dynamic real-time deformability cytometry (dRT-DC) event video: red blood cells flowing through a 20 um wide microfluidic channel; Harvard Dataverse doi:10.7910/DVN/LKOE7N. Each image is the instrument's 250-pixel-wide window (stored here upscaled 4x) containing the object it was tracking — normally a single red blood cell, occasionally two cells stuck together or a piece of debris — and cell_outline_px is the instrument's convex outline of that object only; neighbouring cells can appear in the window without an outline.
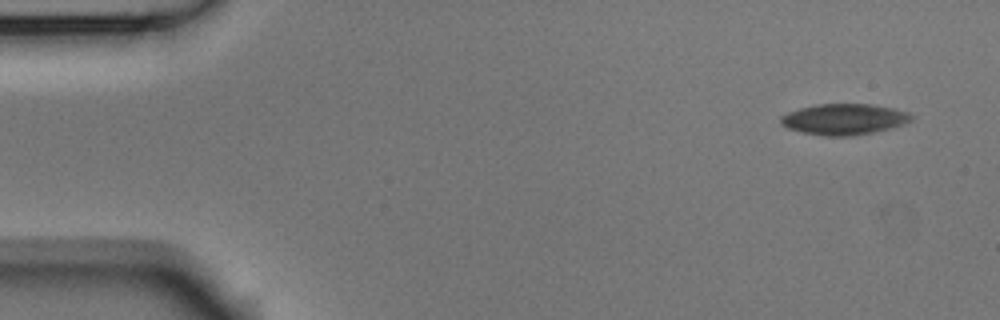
{"species": "Egyptian fruit bat (a non-hibernating species)", "species_latin": "Rousettus aegyptiacus", "temperature_condition": "room temperature", "stored_images_in_passage": 5, "camera_frame_rate_fps": 3000, "um_per_image_px": 0.085, "animal": {"sex": "male"}, "frame": {"image": 1, "passage_image": 1, "time_ms": 0.0, "image_size_px": [1000, 320], "cell_outline_px": [[916, 116], [912, 120], [904, 124], [872, 132], [852, 136], [824, 136], [804, 132], [788, 128], [780, 124], [780, 116], [788, 112], [800, 108], [816, 104], [872, 104], [892, 108], [908, 112]], "centroid_in_image_um": [71.75, 10.13], "position_along_channel_um": 13.3, "area_um2": 23.52}}
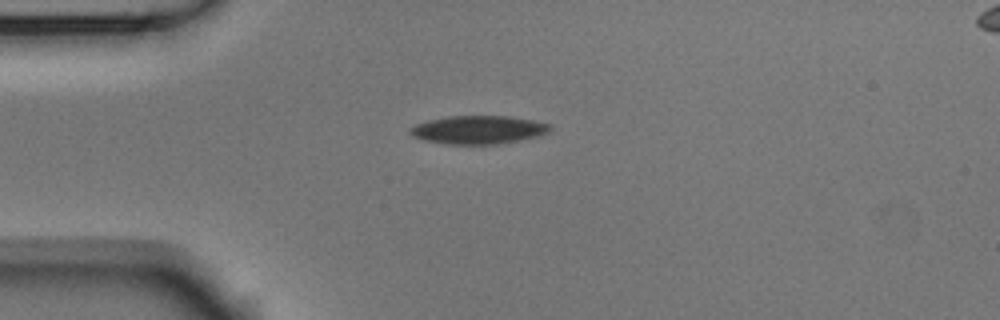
{"frame": {"image": 2, "passage_image": 4, "time_ms": 1.0, "image_size_px": [1000, 320], "cell_outline_px": [[552, 128], [548, 132], [540, 136], [520, 140], [496, 144], [444, 144], [424, 140], [412, 136], [408, 132], [408, 128], [416, 124], [428, 120], [448, 116], [508, 116], [532, 120], [548, 124]], "centroid_in_image_um": [40.62, 11.03], "position_along_channel_um": 44.4, "area_um2": 23.12}}
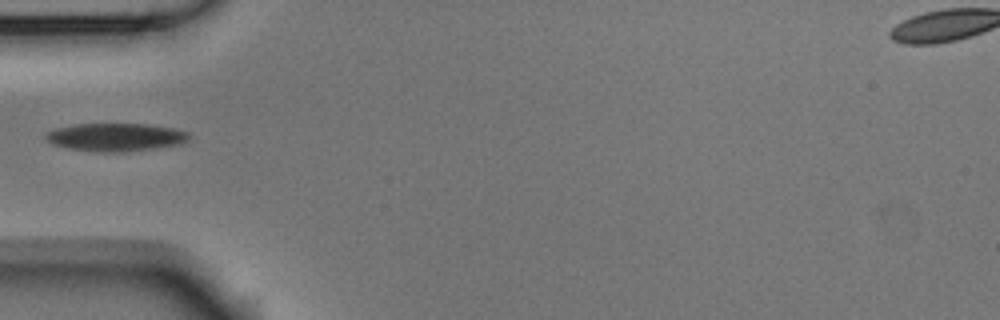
{"frame": {"image": 3, "passage_image": 5, "time_ms": 1.333, "image_size_px": [1000, 320], "cell_outline_px": [[192, 136], [184, 144], [124, 152], [104, 152], [68, 148], [52, 144], [44, 140], [44, 132], [56, 128], [76, 124], [148, 124], [172, 128], [188, 132]], "centroid_in_image_um": [9.83, 11.66], "position_along_channel_um": 75.2, "area_um2": 23.58}}